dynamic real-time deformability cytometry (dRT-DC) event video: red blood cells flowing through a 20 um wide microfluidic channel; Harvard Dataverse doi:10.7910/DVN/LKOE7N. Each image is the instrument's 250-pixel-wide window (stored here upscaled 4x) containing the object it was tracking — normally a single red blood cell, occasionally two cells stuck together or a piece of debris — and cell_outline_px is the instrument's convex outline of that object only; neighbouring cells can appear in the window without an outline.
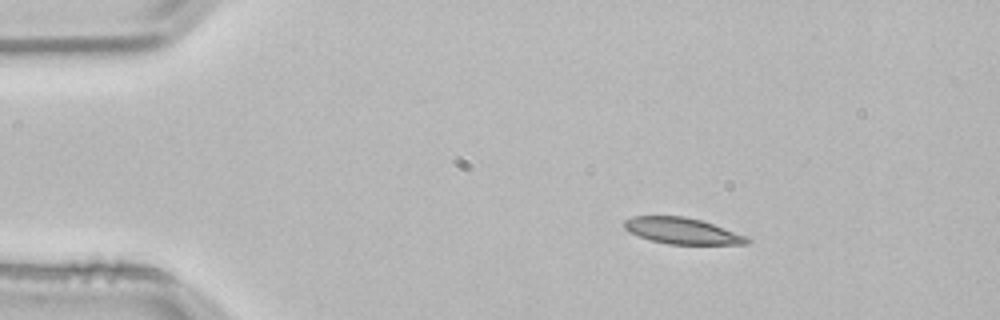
{"species": "common noctule bat (a hibernating species)", "species_latin": "Nyctalus noctula", "temperature_condition": "room temperature", "stored_images_in_passage": 2, "camera_frame_rate_fps": 3000, "um_per_image_px": 0.085, "animal": {"sex": "male", "body_mass_g": 21.5, "forearm_length_mm": 52.0}, "frame": {"image": 1, "passage_image": 1, "time_ms": 0.0, "image_size_px": [1000, 320], "cell_outline_px": [[752, 240], [748, 244], [668, 244], [652, 240], [640, 236], [624, 228], [624, 220], [632, 216], [684, 216], [700, 220], [748, 236]], "centroid_in_image_um": [58.02, 19.62], "position_along_channel_um": 27.0, "area_um2": 18.55}}